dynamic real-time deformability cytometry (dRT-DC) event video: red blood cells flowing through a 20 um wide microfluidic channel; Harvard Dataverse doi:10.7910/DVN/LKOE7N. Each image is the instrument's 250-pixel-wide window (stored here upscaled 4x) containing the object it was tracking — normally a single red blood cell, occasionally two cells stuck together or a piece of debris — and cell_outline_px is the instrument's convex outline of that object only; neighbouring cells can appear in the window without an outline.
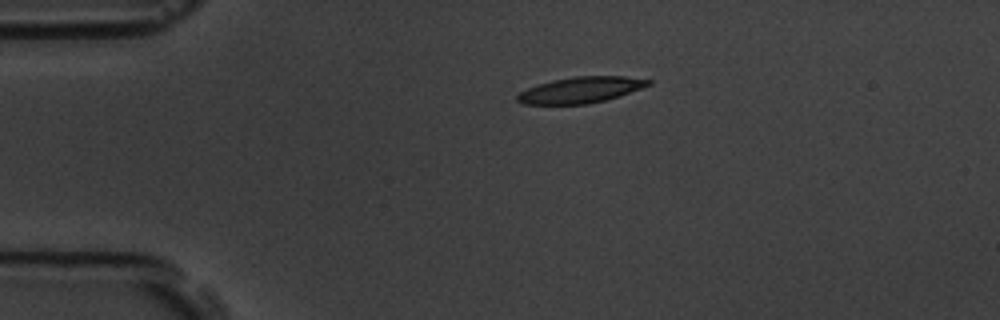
{"species": "common noctule bat (a hibernating species)", "species_latin": "Nyctalus noctula", "temperature_condition": "room temperature", "stored_images_in_passage": 2, "camera_frame_rate_fps": 3000, "um_per_image_px": 0.085, "animal": {"sex": "male", "body_mass_g": 19.5, "forearm_length_mm": 54.6}, "frame": {"image": 1, "passage_image": 1, "time_ms": 0.0, "image_size_px": [1000, 320], "cell_outline_px": [[652, 84], [604, 100], [588, 104], [524, 104], [516, 100], [516, 96], [520, 92], [528, 88], [552, 80], [576, 76], [624, 76], [652, 80]], "centroid_in_image_um": [49.34, 7.64], "position_along_channel_um": 35.7, "area_um2": 19.54}}